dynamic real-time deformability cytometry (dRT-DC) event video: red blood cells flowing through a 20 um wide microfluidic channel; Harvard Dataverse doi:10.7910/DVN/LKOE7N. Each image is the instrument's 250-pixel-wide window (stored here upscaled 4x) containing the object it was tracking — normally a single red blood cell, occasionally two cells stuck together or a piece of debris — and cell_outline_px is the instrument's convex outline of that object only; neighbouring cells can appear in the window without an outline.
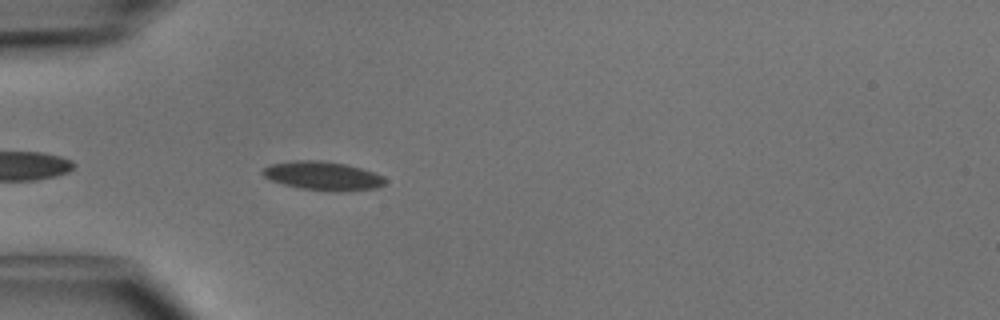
{"species": "common noctule bat (a hibernating species)", "species_latin": "Nyctalus noctula", "temperature_condition": "cold", "stored_images_in_passage": 13, "camera_frame_rate_fps": 3000, "um_per_image_px": 0.085, "animal": {"sex": "male", "body_mass_g": 15.6}, "frame": {"image": 1, "passage_image": 3, "time_ms": 0.667, "image_size_px": [1000, 320], "cell_outline_px": [[388, 180], [384, 184], [376, 188], [340, 192], [300, 188], [284, 184], [272, 180], [264, 176], [260, 172], [268, 164], [292, 160], [324, 160], [348, 164], [384, 176]], "centroid_in_image_um": [27.45, 14.93], "position_along_channel_um": 57.6, "area_um2": 20.69}}
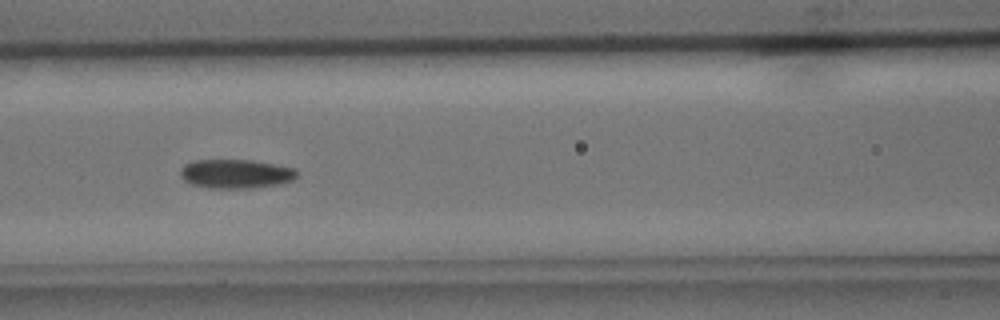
{"frame": {"image": 2, "passage_image": 10, "time_ms": 3.0, "image_size_px": [1000, 320], "cell_outline_px": [[296, 176], [292, 180], [284, 184], [252, 188], [208, 188], [192, 184], [184, 180], [180, 176], [180, 168], [184, 164], [192, 160], [248, 160], [296, 168]], "centroid_in_image_um": [20.02, 14.78], "position_along_channel_um": 146.6, "area_um2": 19.83}}